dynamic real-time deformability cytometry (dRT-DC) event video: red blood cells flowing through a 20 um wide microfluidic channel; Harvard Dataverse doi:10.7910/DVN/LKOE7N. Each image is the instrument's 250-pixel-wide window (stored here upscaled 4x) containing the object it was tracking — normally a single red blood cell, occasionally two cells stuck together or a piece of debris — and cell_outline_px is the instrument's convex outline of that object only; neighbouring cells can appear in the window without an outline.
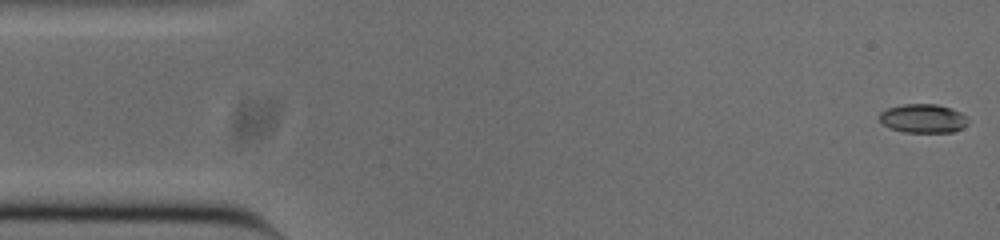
{"species": "common noctule bat (a hibernating species)", "species_latin": "Nyctalus noctula", "temperature_condition": "cold", "stored_images_in_passage": 14, "camera_frame_rate_fps": 3000, "um_per_image_px": 0.085, "animal": {"sex": "male", "body_mass_g": 20.0, "forearm_length_mm": 53.3}, "frame": {"image": 1, "passage_image": 1, "time_ms": 0.0, "image_size_px": [1000, 240], "cell_outline_px": [[968, 124], [952, 132], [904, 132], [892, 128], [884, 124], [880, 120], [880, 112], [888, 108], [900, 104], [936, 104], [952, 108], [960, 112], [968, 120]], "centroid_in_image_um": [78.46, 10.05], "position_along_channel_um": 6.5, "area_um2": 14.74}}
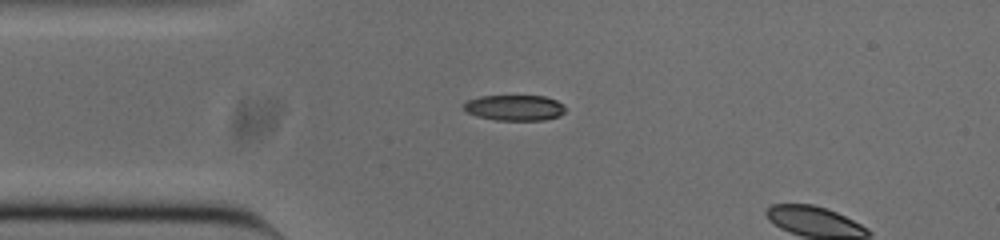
{"frame": {"image": 2, "passage_image": 12, "time_ms": 3.667, "image_size_px": [1000, 240], "cell_outline_px": [[564, 112], [560, 116], [544, 120], [496, 120], [476, 116], [468, 112], [464, 108], [464, 104], [468, 100], [480, 96], [544, 96], [556, 100], [564, 104]], "centroid_in_image_um": [43.76, 9.16], "position_along_channel_um": 41.2, "area_um2": 15.14}}